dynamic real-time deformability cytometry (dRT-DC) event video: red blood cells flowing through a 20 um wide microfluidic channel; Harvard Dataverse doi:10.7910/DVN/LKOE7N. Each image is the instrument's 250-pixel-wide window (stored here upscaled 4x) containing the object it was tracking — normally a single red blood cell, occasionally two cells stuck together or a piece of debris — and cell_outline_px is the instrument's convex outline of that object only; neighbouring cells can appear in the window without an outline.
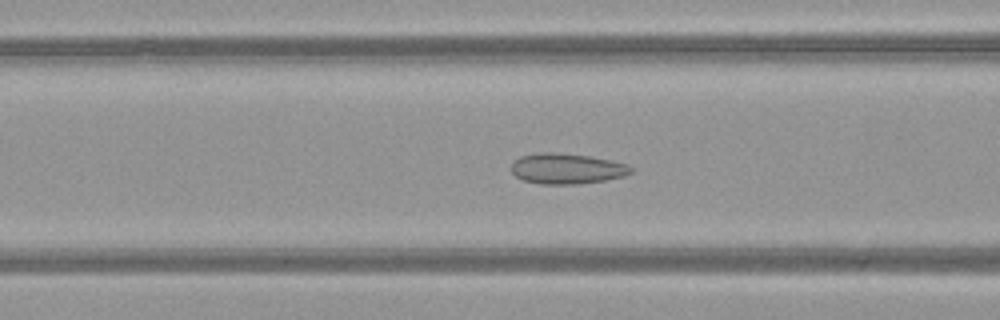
{"species": "common noctule bat (a hibernating species)", "species_latin": "Nyctalus noctula", "temperature_condition": "warm", "stored_images_in_passage": 43, "camera_frame_rate_fps": 3000, "um_per_image_px": 0.085, "animal": {"sex": "female", "body_mass_g": 21.9}, "frame": {"image": 1, "passage_image": 13, "time_ms": 4.0, "image_size_px": [1000, 320], "cell_outline_px": [[636, 168], [632, 172], [624, 176], [604, 180], [580, 184], [540, 184], [524, 180], [516, 176], [512, 172], [512, 164], [520, 156], [540, 152], [552, 152], [588, 156], [628, 164]], "centroid_in_image_um": [48.2, 14.34], "position_along_channel_um": 118.4, "area_um2": 21.21}}
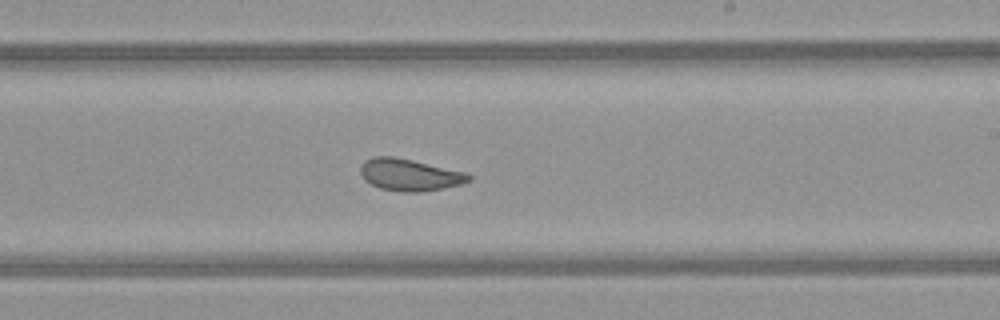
{"frame": {"image": 2, "passage_image": 23, "time_ms": 7.333, "image_size_px": [1000, 320], "cell_outline_px": [[472, 180], [460, 184], [444, 188], [420, 192], [404, 192], [380, 188], [364, 180], [360, 172], [360, 168], [364, 160], [372, 156], [392, 156], [412, 160], [468, 172], [472, 176]], "centroid_in_image_um": [34.83, 14.85], "position_along_channel_um": 254.2, "area_um2": 20.29}}
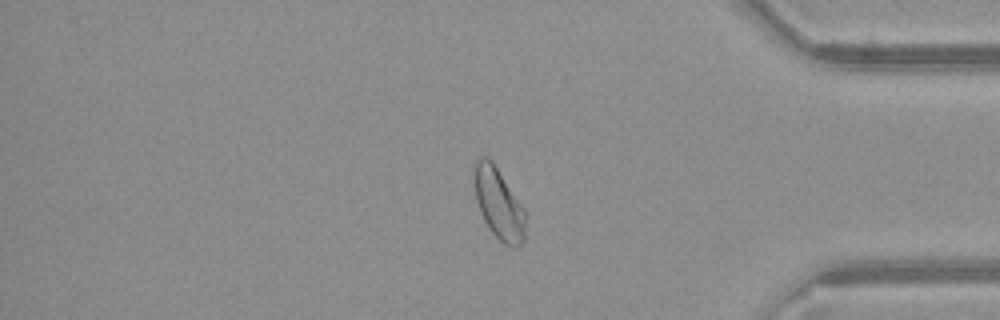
{"frame": {"image": 3, "passage_image": 35, "time_ms": 11.333, "image_size_px": [1000, 320], "cell_outline_px": [[524, 244], [512, 248], [504, 244], [492, 232], [484, 220], [480, 212], [476, 200], [472, 172], [472, 168], [476, 160], [480, 156], [488, 156], [492, 160], [524, 208]], "centroid_in_image_um": [42.35, 17.26], "position_along_channel_um": 392.9, "area_um2": 21.39}, "authors_computed_cell_mechanics": {"area_um2": 21.386, "velocity_mm_per_s": 4.0747, "shape_relaxation_time_tau1_ms": null, "shape_relaxation_time_tau2_ms": 1.1443, "deformation_change_tau1": null, "deformation_change_tau2": 0.0779}}